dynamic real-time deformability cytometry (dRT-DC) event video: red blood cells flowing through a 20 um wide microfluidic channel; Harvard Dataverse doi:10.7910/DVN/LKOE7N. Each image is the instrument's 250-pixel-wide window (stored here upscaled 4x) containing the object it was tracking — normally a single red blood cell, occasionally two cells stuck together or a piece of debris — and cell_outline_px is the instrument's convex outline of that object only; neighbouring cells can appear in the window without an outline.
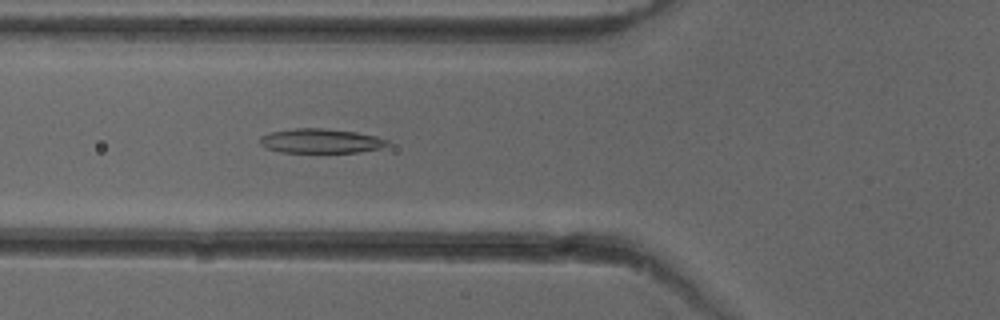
{"species": "common noctule bat (a hibernating species)", "species_latin": "Nyctalus noctula", "temperature_condition": "cold", "stored_images_in_passage": 38, "camera_frame_rate_fps": 3000, "um_per_image_px": 0.085, "animal": {"sex": "female"}, "frame": {"image": 1, "passage_image": 11, "time_ms": 3.333, "image_size_px": [1000, 320], "cell_outline_px": [[388, 144], [380, 148], [360, 152], [280, 152], [264, 148], [260, 144], [260, 136], [272, 132], [292, 128], [324, 128], [356, 132], [376, 136], [388, 140]], "centroid_in_image_um": [27.23, 11.98], "position_along_channel_um": 98.6, "area_um2": 18.15}}
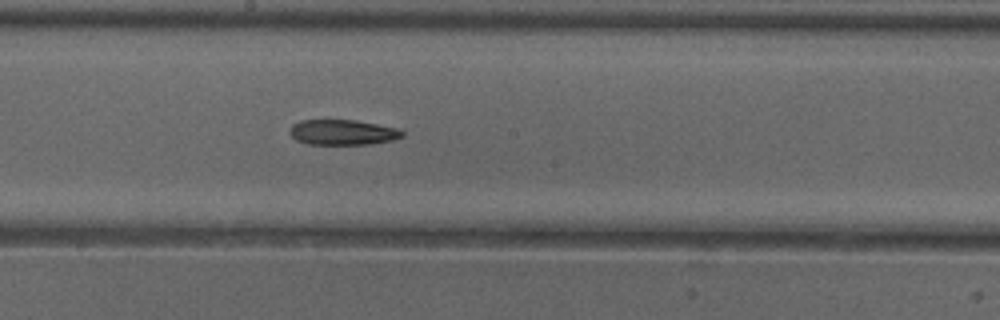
{"frame": {"image": 2, "passage_image": 20, "time_ms": 6.333, "image_size_px": [1000, 320], "cell_outline_px": [[404, 136], [392, 140], [368, 144], [308, 144], [296, 140], [292, 136], [292, 124], [300, 120], [356, 120], [400, 128], [404, 132]], "centroid_in_image_um": [29.18, 11.24], "position_along_channel_um": 219.0, "area_um2": 16.53}}
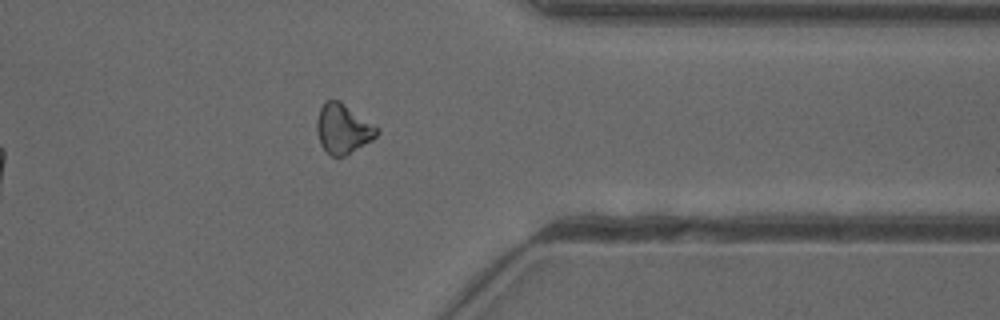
{"frame": {"image": 3, "passage_image": 33, "time_ms": 10.667, "image_size_px": [1000, 320], "cell_outline_px": [[380, 132], [372, 140], [344, 156], [332, 156], [320, 144], [316, 128], [316, 120], [320, 108], [324, 100], [340, 100], [380, 128]], "centroid_in_image_um": [29.16, 10.91], "position_along_channel_um": 382.2, "area_um2": 17.46}}